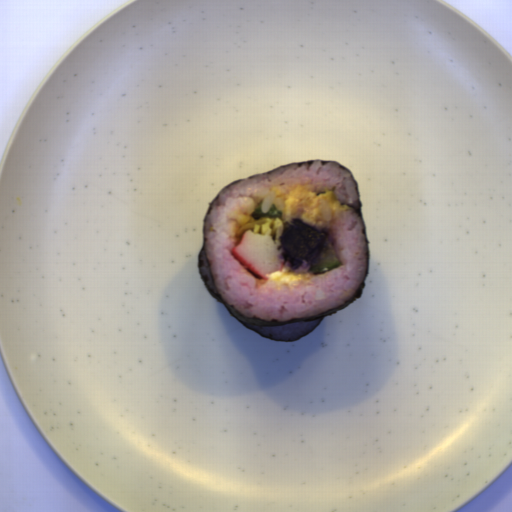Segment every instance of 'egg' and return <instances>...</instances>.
<instances>
[{"mask_svg": "<svg viewBox=\"0 0 512 512\" xmlns=\"http://www.w3.org/2000/svg\"><path fill=\"white\" fill-rule=\"evenodd\" d=\"M286 197L287 199L284 201L286 215L305 214L307 220L320 224L325 223L326 220L320 212L319 201L324 200L326 202L330 210L331 221L336 218L337 213L352 208L335 200L333 191L318 196L310 188L302 185H297L286 194Z\"/></svg>", "mask_w": 512, "mask_h": 512, "instance_id": "1", "label": "egg"}, {"mask_svg": "<svg viewBox=\"0 0 512 512\" xmlns=\"http://www.w3.org/2000/svg\"><path fill=\"white\" fill-rule=\"evenodd\" d=\"M285 222L280 217H261L259 220L254 218L250 219L247 224L239 229V234H244L246 231L254 232L257 234L269 236L274 243L279 244V237L284 231Z\"/></svg>", "mask_w": 512, "mask_h": 512, "instance_id": "2", "label": "egg"}]
</instances>
